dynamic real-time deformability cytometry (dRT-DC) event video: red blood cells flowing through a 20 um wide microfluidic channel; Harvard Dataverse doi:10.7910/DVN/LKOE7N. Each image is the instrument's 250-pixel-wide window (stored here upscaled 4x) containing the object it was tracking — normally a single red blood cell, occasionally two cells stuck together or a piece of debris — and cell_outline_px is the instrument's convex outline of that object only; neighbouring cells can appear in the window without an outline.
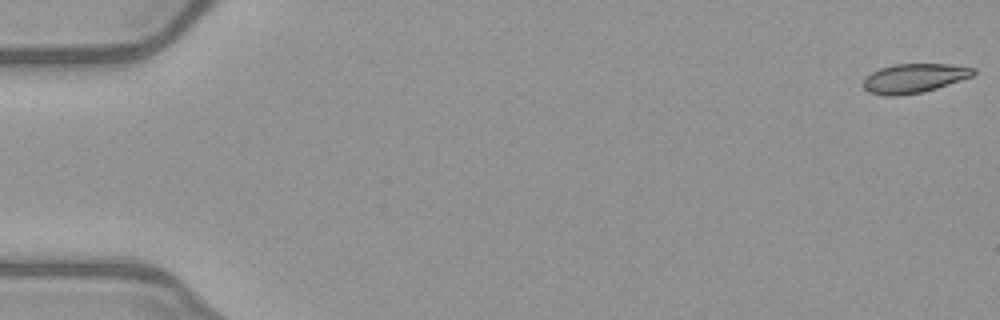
{"species": "common noctule bat (a hibernating species)", "species_latin": "Nyctalus noctula", "temperature_condition": "warm", "stored_images_in_passage": 52, "camera_frame_rate_fps": 3000, "um_per_image_px": 0.085, "animal": {"sex": "female", "body_mass_g": 21.9}, "frame": {"image": 1, "passage_image": 1, "time_ms": 0.0, "image_size_px": [1000, 320], "cell_outline_px": [[976, 72], [972, 76], [924, 92], [900, 96], [884, 96], [868, 92], [860, 84], [864, 76], [880, 68], [892, 64], [952, 64], [976, 68]], "centroid_in_image_um": [77.64, 6.65], "position_along_channel_um": 7.4, "area_um2": 19.07}}
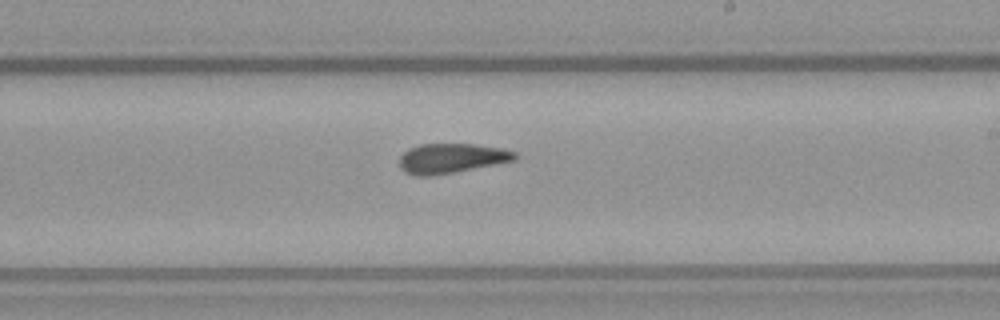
{"frame": {"image": 2, "passage_image": 31, "time_ms": 10.0, "image_size_px": [1000, 320], "cell_outline_px": [[516, 160], [496, 164], [452, 172], [428, 176], [416, 176], [404, 172], [400, 168], [400, 156], [408, 148], [420, 144], [476, 144], [500, 148], [516, 152]], "centroid_in_image_um": [38.34, 13.45], "position_along_channel_um": 250.7, "area_um2": 19.88}}
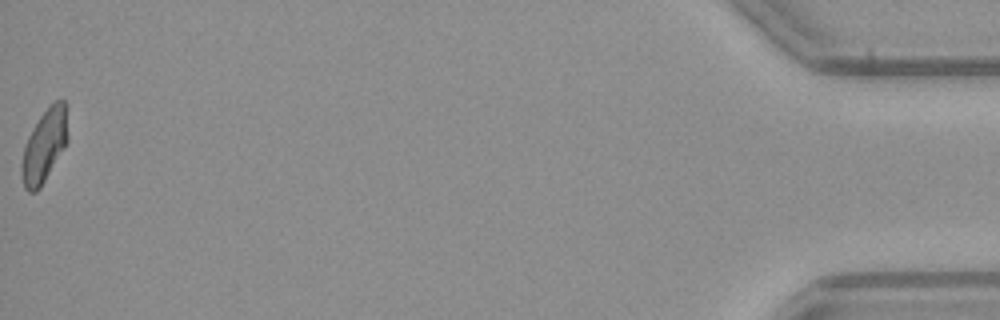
{"frame": {"image": 3, "passage_image": 52, "time_ms": 17.0, "image_size_px": [1000, 320], "cell_outline_px": [[68, 140], [64, 148], [40, 188], [36, 192], [28, 192], [24, 188], [20, 172], [20, 164], [24, 148], [28, 136], [32, 128], [40, 116], [56, 100], [64, 100], [68, 136]], "centroid_in_image_um": [3.74, 12.44], "position_along_channel_um": 431.5, "area_um2": 19.42}, "authors_computed_cell_mechanics": {"area_um2": 19.941, "velocity_mm_per_s": 4.0398, "shape_relaxation_time_tau1_ms": null, "shape_relaxation_time_tau2_ms": 1.7921, "deformation_change_tau1": null, "deformation_change_tau2": 0.0928}}